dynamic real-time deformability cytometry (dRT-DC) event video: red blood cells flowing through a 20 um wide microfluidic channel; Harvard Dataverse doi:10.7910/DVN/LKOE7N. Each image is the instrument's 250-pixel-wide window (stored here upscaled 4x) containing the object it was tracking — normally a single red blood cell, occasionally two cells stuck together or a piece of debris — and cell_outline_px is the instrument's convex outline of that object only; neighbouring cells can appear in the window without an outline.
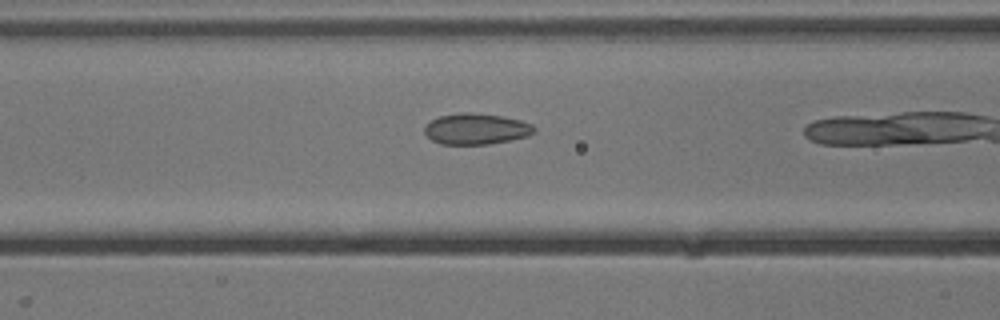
{"species": "common noctule bat (a hibernating species)", "species_latin": "Nyctalus noctula", "temperature_condition": "cold", "stored_images_in_passage": 7, "camera_frame_rate_fps": 3000, "um_per_image_px": 0.085, "animal": {"sex": "male", "body_mass_g": 13.3}, "frame": {"image": 1, "passage_image": 6, "time_ms": 1.667, "image_size_px": [1000, 320], "cell_outline_px": [[536, 132], [528, 136], [488, 144], [440, 144], [432, 140], [424, 132], [424, 124], [440, 116], [460, 112], [472, 112], [500, 116], [520, 120], [532, 124], [536, 128]], "centroid_in_image_um": [40.46, 10.95], "position_along_channel_um": 126.1, "area_um2": 19.83}}